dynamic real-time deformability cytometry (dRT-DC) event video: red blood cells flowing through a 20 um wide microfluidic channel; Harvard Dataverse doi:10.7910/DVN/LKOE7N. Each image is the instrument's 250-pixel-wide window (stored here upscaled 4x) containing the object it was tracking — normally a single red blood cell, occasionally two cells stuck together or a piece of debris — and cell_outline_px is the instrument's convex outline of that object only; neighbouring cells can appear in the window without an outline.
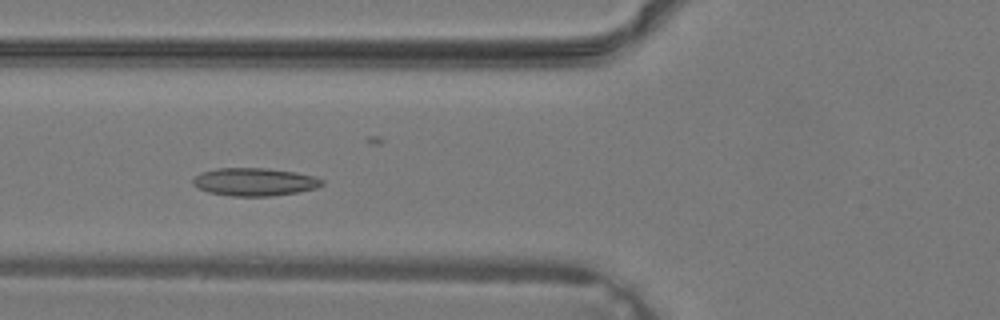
{"species": "common noctule bat (a hibernating species)", "species_latin": "Nyctalus noctula", "temperature_condition": "warm", "stored_images_in_passage": 35, "camera_frame_rate_fps": 3000, "um_per_image_px": 0.085, "animal": {"sex": "male", "body_mass_g": 19.2, "forearm_length_mm": 51.8}, "frame": {"image": 1, "passage_image": 10, "time_ms": 3.0, "image_size_px": [1000, 320], "cell_outline_px": [[324, 184], [316, 188], [300, 192], [272, 196], [232, 196], [208, 192], [192, 184], [192, 180], [196, 176], [204, 172], [216, 168], [268, 168], [296, 172], [316, 176], [324, 180]], "centroid_in_image_um": [21.7, 15.46], "position_along_channel_um": 104.1, "area_um2": 21.1}}
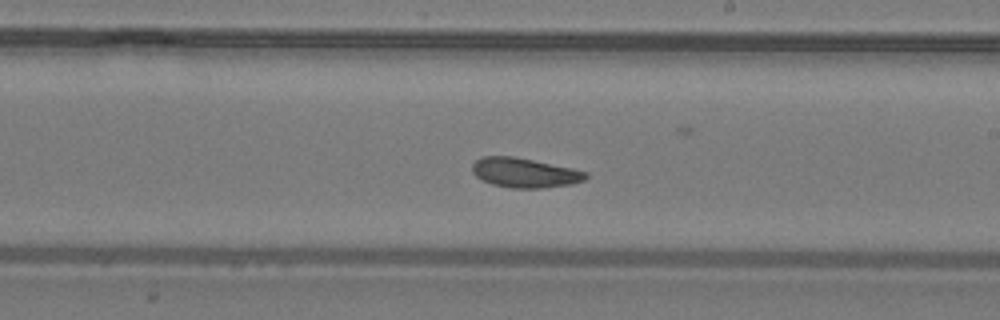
{"frame": {"image": 2, "passage_image": 18, "time_ms": 5.667, "image_size_px": [1000, 320], "cell_outline_px": [[588, 176], [584, 180], [572, 184], [544, 188], [512, 188], [492, 184], [476, 176], [472, 172], [472, 164], [476, 160], [484, 156], [512, 156], [572, 168], [588, 172]], "centroid_in_image_um": [44.6, 14.69], "position_along_channel_um": 244.4, "area_um2": 19.48}}
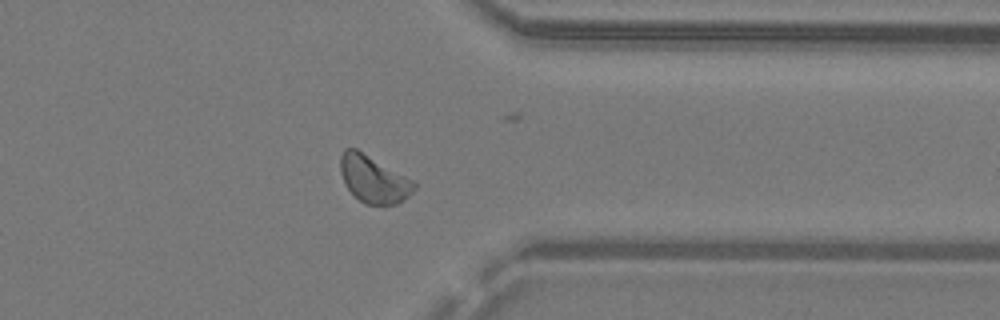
{"frame": {"image": 3, "passage_image": 26, "time_ms": 8.333, "image_size_px": [1000, 320], "cell_outline_px": [[416, 188], [404, 200], [396, 204], [364, 204], [344, 184], [340, 172], [340, 156], [344, 148], [356, 148], [412, 180], [416, 184]], "centroid_in_image_um": [31.73, 15.22], "position_along_channel_um": 379.7, "area_um2": 20.0}}